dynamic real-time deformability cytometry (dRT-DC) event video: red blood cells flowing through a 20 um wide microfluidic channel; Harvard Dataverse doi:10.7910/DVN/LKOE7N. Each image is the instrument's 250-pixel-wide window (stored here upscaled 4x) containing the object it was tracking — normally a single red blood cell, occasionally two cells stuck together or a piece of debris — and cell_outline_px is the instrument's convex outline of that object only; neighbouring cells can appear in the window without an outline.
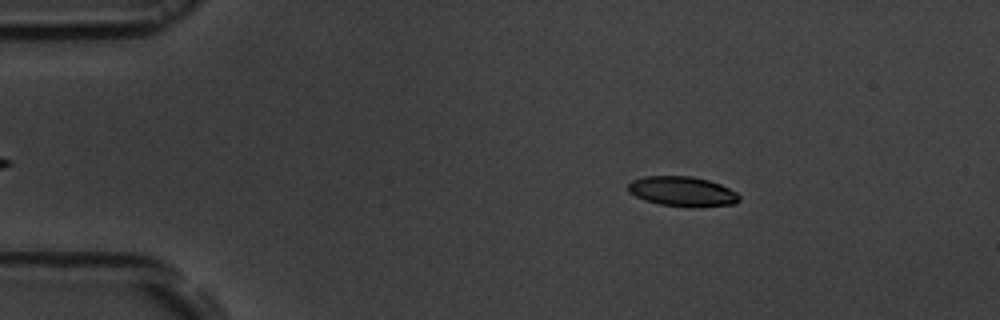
{"species": "common noctule bat (a hibernating species)", "species_latin": "Nyctalus noctula", "temperature_condition": "room temperature", "stored_images_in_passage": 55, "camera_frame_rate_fps": 3000, "um_per_image_px": 0.085, "animal": {"sex": "male", "body_mass_g": 19.5, "forearm_length_mm": 54.6}, "frame": {"image": 1, "passage_image": 9, "time_ms": 2.667, "image_size_px": [1000, 320], "cell_outline_px": [[740, 200], [736, 204], [692, 208], [660, 204], [644, 200], [628, 192], [628, 184], [632, 180], [644, 176], [692, 176], [708, 180], [720, 184], [736, 192], [740, 196]], "centroid_in_image_um": [58.01, 16.28], "position_along_channel_um": 27.0, "area_um2": 19.54}}
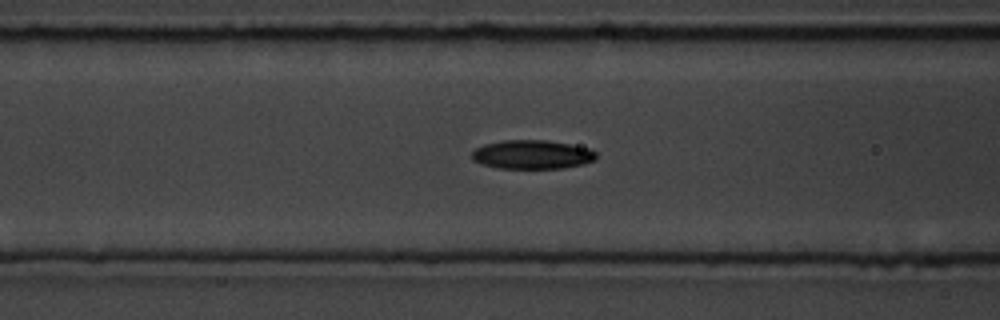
{"frame": {"image": 2, "passage_image": 22, "time_ms": 7.0, "image_size_px": [1000, 320], "cell_outline_px": [[596, 160], [584, 164], [564, 168], [496, 168], [472, 160], [472, 152], [476, 148], [484, 144], [504, 140], [548, 140], [592, 148], [596, 152]], "centroid_in_image_um": [45.28, 13.13], "position_along_channel_um": 121.3, "area_um2": 21.1}}
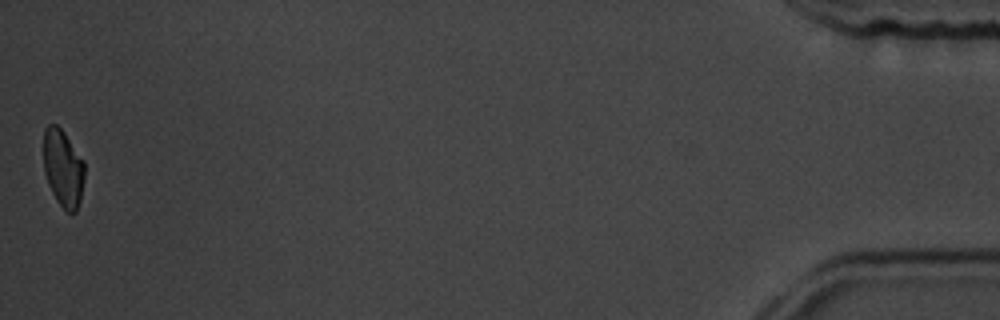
{"frame": {"image": 3, "passage_image": 55, "time_ms": 18.0, "image_size_px": [1000, 320], "cell_outline_px": [[84, 180], [80, 200], [76, 212], [68, 212], [56, 200], [48, 184], [44, 172], [44, 128], [48, 124], [56, 124], [64, 132], [84, 160]], "centroid_in_image_um": [5.36, 14.28], "position_along_channel_um": 429.8, "area_um2": 18.5}, "authors_computed_cell_mechanics": {"area_um2": 20.1144, "velocity_mm_per_s": 3.6845, "shape_relaxation_time_tau1_ms": 4.4486, "shape_relaxation_time_tau2_ms": null, "deformation_change_tau1": 0.1334, "deformation_change_tau2": null}}